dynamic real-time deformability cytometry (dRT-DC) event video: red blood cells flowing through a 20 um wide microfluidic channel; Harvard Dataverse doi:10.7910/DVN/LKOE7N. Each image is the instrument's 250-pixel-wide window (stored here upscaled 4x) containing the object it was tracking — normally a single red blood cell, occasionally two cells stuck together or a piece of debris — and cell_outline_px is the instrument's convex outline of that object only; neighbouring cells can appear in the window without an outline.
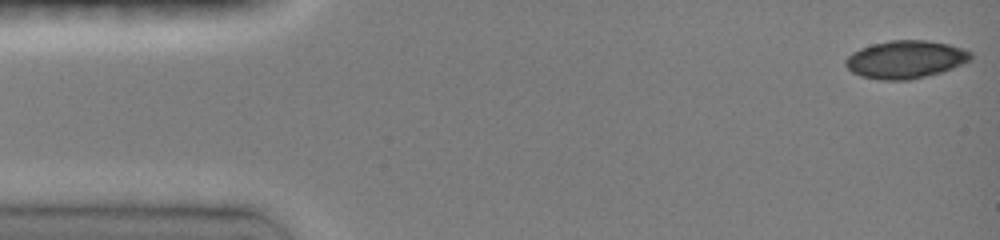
{"species": "common noctule bat (a hibernating species)", "species_latin": "Nyctalus noctula", "temperature_condition": "room temperature", "stored_images_in_passage": 52, "camera_frame_rate_fps": 3000, "um_per_image_px": 0.085, "animal": {"sex": "female", "body_mass_g": 19.0, "forearm_length_mm": 51.5}, "frame": {"image": 1, "passage_image": 1, "time_ms": 0.0, "image_size_px": [1000, 240], "cell_outline_px": [[972, 60], [952, 68], [940, 72], [908, 80], [880, 80], [860, 76], [852, 72], [844, 64], [844, 60], [852, 52], [860, 48], [872, 44], [888, 40], [924, 40], [948, 44], [972, 52]], "centroid_in_image_um": [76.94, 5.05], "position_along_channel_um": 8.1, "area_um2": 27.57}}
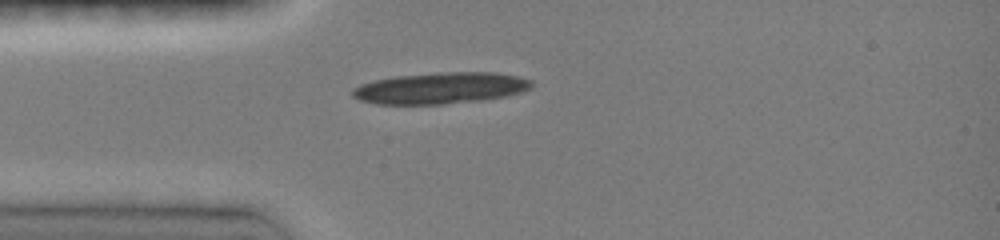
{"frame": {"image": 2, "passage_image": 21, "time_ms": 3.667, "image_size_px": [1000, 240], "cell_outline_px": [[532, 88], [520, 92], [504, 96], [480, 100], [444, 104], [376, 104], [360, 100], [352, 96], [352, 88], [360, 84], [372, 80], [396, 76], [440, 72], [496, 72], [516, 76], [532, 80]], "centroid_in_image_um": [37.41, 7.48], "position_along_channel_um": 47.6, "area_um2": 32.77}}